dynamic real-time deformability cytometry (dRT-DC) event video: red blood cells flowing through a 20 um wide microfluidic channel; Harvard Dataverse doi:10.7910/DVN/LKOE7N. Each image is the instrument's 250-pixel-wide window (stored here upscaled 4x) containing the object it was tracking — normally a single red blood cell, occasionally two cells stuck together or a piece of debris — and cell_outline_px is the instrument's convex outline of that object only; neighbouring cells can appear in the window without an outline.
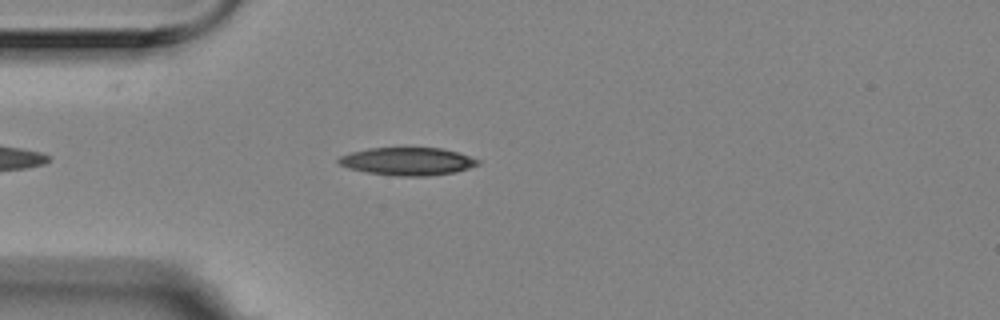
{"species": "Egyptian fruit bat (a non-hibernating species)", "species_latin": "Rousettus aegyptiacus", "temperature_condition": "room temperature", "stored_images_in_passage": 4, "camera_frame_rate_fps": 3000, "um_per_image_px": 0.085, "animal": {"sex": "female"}, "frame": {"image": 1, "passage_image": 4, "time_ms": 1.0, "image_size_px": [1000, 320], "cell_outline_px": [[480, 164], [456, 172], [428, 176], [396, 176], [368, 172], [348, 168], [340, 164], [336, 160], [340, 156], [352, 152], [368, 148], [440, 148], [456, 152], [480, 160]], "centroid_in_image_um": [34.64, 13.72], "position_along_channel_um": 50.4, "area_um2": 22.43}}